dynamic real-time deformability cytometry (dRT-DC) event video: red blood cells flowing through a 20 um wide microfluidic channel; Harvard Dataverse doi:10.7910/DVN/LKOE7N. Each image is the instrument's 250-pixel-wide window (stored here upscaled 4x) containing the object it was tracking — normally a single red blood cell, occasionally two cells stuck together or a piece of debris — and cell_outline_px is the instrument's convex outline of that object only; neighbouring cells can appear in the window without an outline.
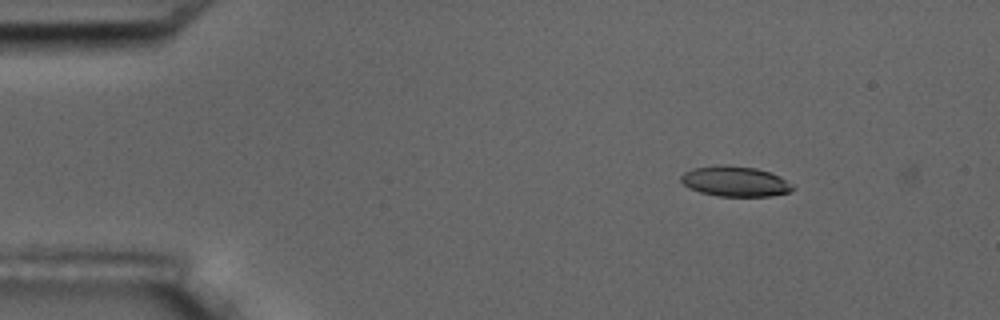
{"species": "common noctule bat (a hibernating species)", "species_latin": "Nyctalus noctula", "temperature_condition": "room temperature", "stored_images_in_passage": 2, "camera_frame_rate_fps": 3000, "um_per_image_px": 0.085, "animal": {"sex": "male", "body_mass_g": 17.5, "forearm_length_mm": 52.3}, "frame": {"image": 1, "passage_image": 1, "time_ms": 0.0, "image_size_px": [1000, 320], "cell_outline_px": [[796, 188], [788, 192], [772, 196], [716, 196], [700, 192], [684, 184], [680, 180], [680, 176], [684, 172], [692, 168], [756, 168], [768, 172], [792, 184]], "centroid_in_image_um": [62.5, 15.48], "position_along_channel_um": 22.5, "area_um2": 18.61}}